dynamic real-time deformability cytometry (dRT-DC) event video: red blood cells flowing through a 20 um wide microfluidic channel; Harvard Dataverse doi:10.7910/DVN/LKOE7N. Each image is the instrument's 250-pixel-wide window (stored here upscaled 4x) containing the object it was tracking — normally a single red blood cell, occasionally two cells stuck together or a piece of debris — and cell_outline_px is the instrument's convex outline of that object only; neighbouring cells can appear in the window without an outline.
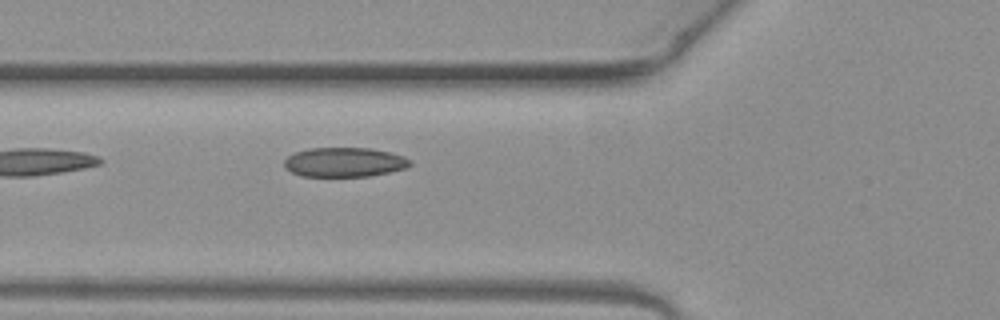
{"species": "common noctule bat (a hibernating species)", "species_latin": "Nyctalus noctula", "temperature_condition": "warm", "stored_images_in_passage": 3, "segment_of_instrument_passage": [1, 2], "camera_frame_rate_fps": 3000, "um_per_image_px": 0.085, "animal": {"sex": "female", "body_mass_g": 19.3, "forearm_length_mm": 54.1}, "frame": {"image": 1, "passage_image": 2, "time_ms": 0.333, "image_size_px": [1000, 320], "cell_outline_px": [[412, 164], [404, 168], [388, 172], [368, 176], [300, 176], [284, 168], [284, 160], [288, 156], [296, 152], [308, 148], [372, 148], [404, 156], [412, 160]], "centroid_in_image_um": [29.26, 13.78], "position_along_channel_um": 96.5, "area_um2": 21.56}}